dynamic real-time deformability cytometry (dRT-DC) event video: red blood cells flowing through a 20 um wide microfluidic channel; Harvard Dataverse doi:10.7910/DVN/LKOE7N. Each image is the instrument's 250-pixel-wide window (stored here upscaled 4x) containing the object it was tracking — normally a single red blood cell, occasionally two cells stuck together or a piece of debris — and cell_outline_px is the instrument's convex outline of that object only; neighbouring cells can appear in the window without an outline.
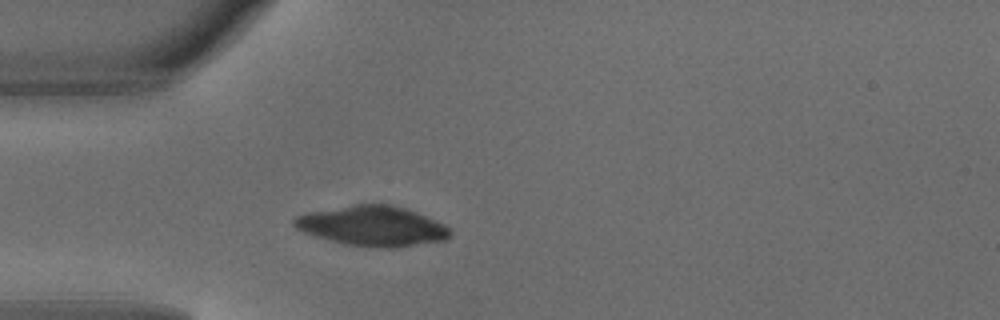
{"species": "common noctule bat (a hibernating species)", "species_latin": "Nyctalus noctula", "temperature_condition": "warm", "stored_images_in_passage": 1, "camera_frame_rate_fps": 3000, "um_per_image_px": 0.085, "animal": {"sex": "male", "body_mass_g": 18.8}, "frame": {"image": 1, "passage_image": 1, "time_ms": 0.0, "image_size_px": [1000, 320], "cell_outline_px": [[452, 232], [444, 240], [392, 248], [376, 248], [344, 244], [316, 236], [304, 232], [296, 228], [292, 224], [292, 220], [296, 216], [308, 212], [352, 204], [392, 204], [416, 212], [444, 224]], "centroid_in_image_um": [31.62, 19.2], "position_along_channel_um": 53.4, "area_um2": 36.24}}